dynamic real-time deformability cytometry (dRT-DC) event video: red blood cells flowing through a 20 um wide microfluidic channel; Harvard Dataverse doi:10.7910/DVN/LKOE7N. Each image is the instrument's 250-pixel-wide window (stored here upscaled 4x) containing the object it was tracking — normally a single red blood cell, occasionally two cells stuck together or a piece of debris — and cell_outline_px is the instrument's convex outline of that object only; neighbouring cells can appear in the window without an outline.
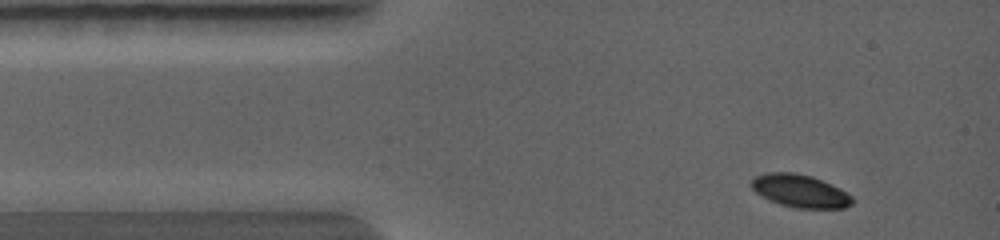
{"species": "common noctule bat (a hibernating species)", "species_latin": "Nyctalus noctula", "temperature_condition": "warm", "stored_images_in_passage": 10, "camera_frame_rate_fps": 5000, "um_per_image_px": 0.085, "animal": {"sex": "female", "body_mass_g": 19.0, "forearm_length_mm": 56.7}, "frame": {"image": 1, "passage_image": 1, "time_ms": 0.0, "image_size_px": [1000, 240], "cell_outline_px": [[852, 204], [844, 208], [792, 208], [768, 200], [760, 196], [752, 188], [752, 180], [756, 176], [808, 176], [820, 180], [852, 196]], "centroid_in_image_um": [68.04, 16.34], "position_along_channel_um": 17.0, "area_um2": 17.8}}
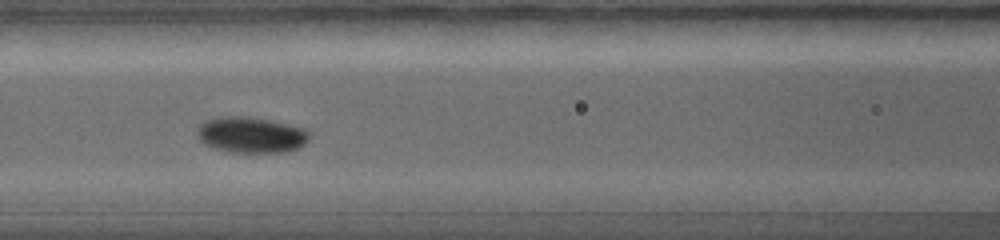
{"frame": {"image": 2, "passage_image": 6, "time_ms": 3.2, "image_size_px": [1000, 240], "cell_outline_px": [[308, 140], [304, 144], [288, 152], [224, 152], [212, 148], [204, 144], [200, 140], [200, 128], [204, 124], [212, 120], [236, 116], [264, 120], [300, 128], [308, 132]], "centroid_in_image_um": [21.36, 11.53], "position_along_channel_um": 145.2, "area_um2": 22.25}}
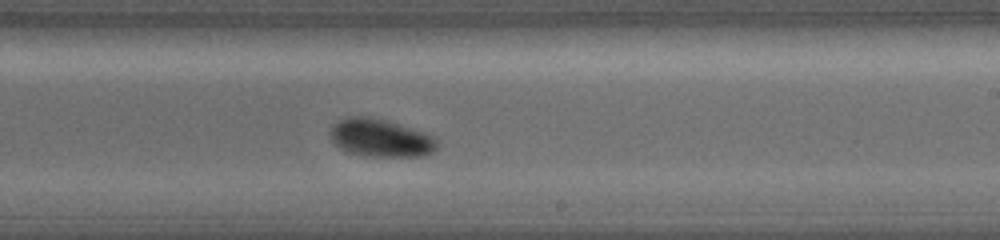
{"frame": {"image": 3, "passage_image": 9, "time_ms": 5.2, "image_size_px": [1000, 240], "cell_outline_px": [[436, 148], [432, 152], [424, 156], [364, 156], [348, 152], [336, 144], [332, 136], [332, 128], [336, 124], [344, 120], [356, 116], [364, 116], [384, 120], [432, 136], [436, 140]], "centroid_in_image_um": [32.38, 11.76], "position_along_channel_um": 256.6, "area_um2": 22.48}}